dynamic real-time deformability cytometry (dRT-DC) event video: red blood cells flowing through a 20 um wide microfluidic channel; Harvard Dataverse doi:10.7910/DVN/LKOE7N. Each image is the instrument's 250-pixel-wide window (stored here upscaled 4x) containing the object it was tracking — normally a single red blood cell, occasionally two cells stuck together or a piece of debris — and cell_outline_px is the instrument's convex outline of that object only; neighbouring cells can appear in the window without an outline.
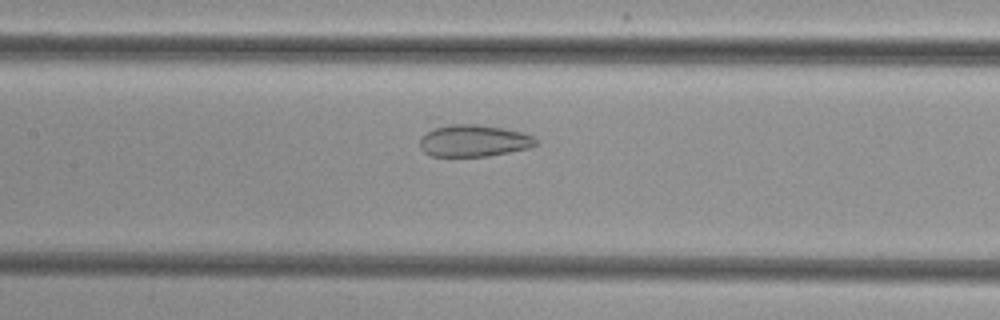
{"species": "common noctule bat (a hibernating species)", "species_latin": "Nyctalus noctula", "temperature_condition": "cold", "stored_images_in_passage": 52, "camera_frame_rate_fps": 3000, "um_per_image_px": 0.085, "animal": {"sex": "female", "body_mass_g": 29.2, "forearm_length_mm": 56.3}, "frame": {"image": 1, "passage_image": 25, "time_ms": 8.0, "image_size_px": [1000, 320], "cell_outline_px": [[536, 144], [528, 148], [488, 156], [432, 156], [424, 152], [420, 148], [420, 136], [436, 124], [480, 124], [504, 128], [524, 132], [532, 136], [536, 140]], "centroid_in_image_um": [40.2, 11.93], "position_along_channel_um": 167.2, "area_um2": 21.91}}
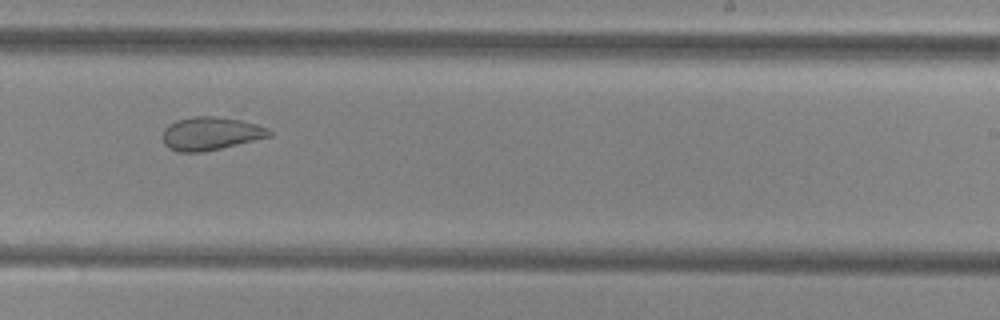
{"frame": {"image": 2, "passage_image": 33, "time_ms": 10.667, "image_size_px": [1000, 320], "cell_outline_px": [[272, 136], [204, 152], [176, 152], [168, 148], [164, 144], [164, 128], [168, 124], [176, 120], [192, 116], [216, 116], [240, 120], [256, 124], [268, 128], [272, 132]], "centroid_in_image_um": [17.89, 11.35], "position_along_channel_um": 271.1, "area_um2": 20.69}}
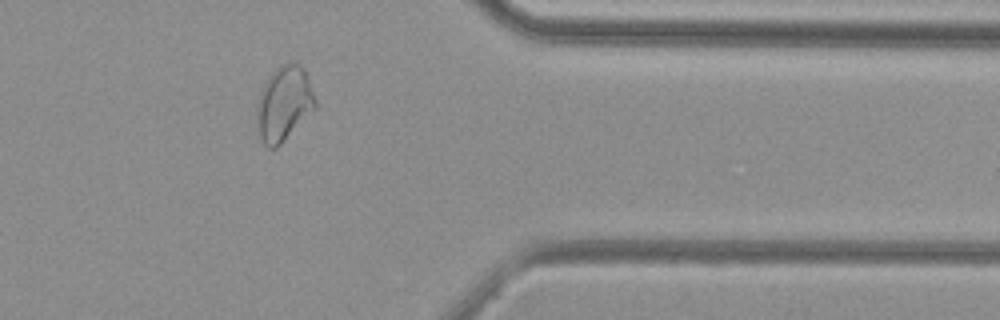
{"frame": {"image": 3, "passage_image": 43, "time_ms": 14.0, "image_size_px": [1000, 320], "cell_outline_px": [[316, 108], [276, 148], [268, 148], [264, 144], [260, 136], [256, 108], [256, 104], [260, 92], [268, 76], [280, 64], [292, 60], [300, 64], [304, 68], [316, 100]], "centroid_in_image_um": [24.14, 8.76], "position_along_channel_um": 387.3, "area_um2": 25.43}}